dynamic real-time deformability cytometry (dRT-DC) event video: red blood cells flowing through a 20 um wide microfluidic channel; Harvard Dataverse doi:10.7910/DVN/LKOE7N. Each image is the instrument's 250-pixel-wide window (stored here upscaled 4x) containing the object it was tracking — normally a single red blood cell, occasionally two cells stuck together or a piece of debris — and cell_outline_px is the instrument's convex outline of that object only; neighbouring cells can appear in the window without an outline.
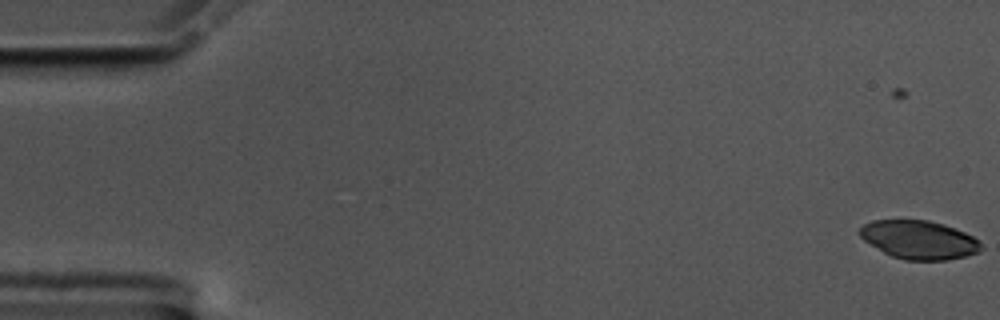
{"species": "common noctule bat (a hibernating species)", "species_latin": "Nyctalus noctula", "temperature_condition": "cold", "stored_images_in_passage": 59, "camera_frame_rate_fps": 3000, "um_per_image_px": 0.085, "animal": {"sex": "male", "body_mass_g": 17.5, "forearm_length_mm": 52.3}, "frame": {"image": 1, "passage_image": 2, "time_ms": 0.333, "image_size_px": [1000, 320], "cell_outline_px": [[984, 248], [976, 252], [964, 256], [944, 260], [904, 260], [892, 256], [884, 252], [864, 240], [856, 232], [864, 224], [872, 220], [928, 220], [944, 224], [964, 232], [980, 240]], "centroid_in_image_um": [78.11, 20.37], "position_along_channel_um": 6.9, "area_um2": 27.17}}
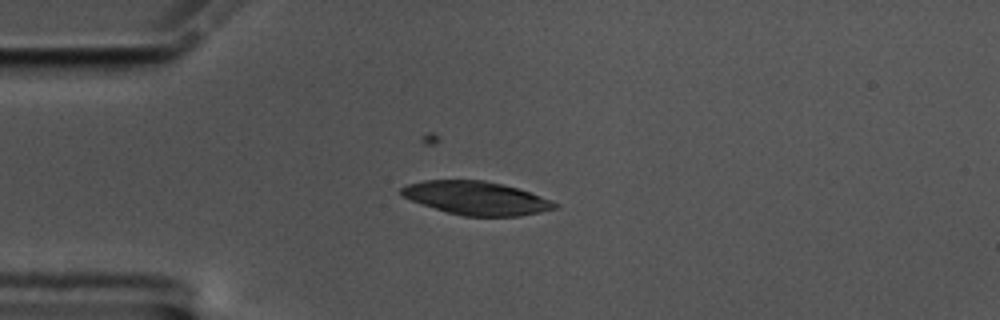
{"frame": {"image": 2, "passage_image": 16, "time_ms": 5.0, "image_size_px": [1000, 320], "cell_outline_px": [[560, 208], [520, 216], [464, 216], [448, 212], [420, 204], [400, 196], [400, 188], [408, 184], [424, 180], [484, 180], [532, 192], [552, 200], [560, 204]], "centroid_in_image_um": [40.51, 16.84], "position_along_channel_um": 44.5, "area_um2": 30.06}}